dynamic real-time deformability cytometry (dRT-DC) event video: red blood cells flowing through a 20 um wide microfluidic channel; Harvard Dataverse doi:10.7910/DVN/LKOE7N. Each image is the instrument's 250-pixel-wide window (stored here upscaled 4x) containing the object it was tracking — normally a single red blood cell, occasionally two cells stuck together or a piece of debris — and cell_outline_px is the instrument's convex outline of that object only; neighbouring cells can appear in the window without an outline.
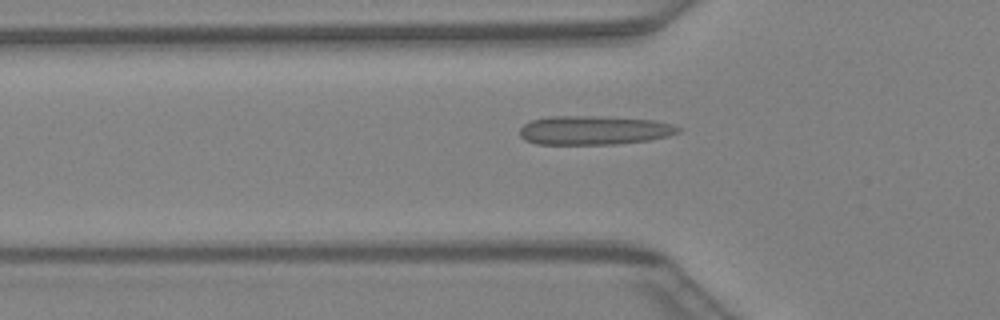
{"species": "Egyptian fruit bat (a non-hibernating species)", "species_latin": "Rousettus aegyptiacus", "temperature_condition": "warm", "stored_images_in_passage": 44, "segment_of_instrument_passage": [1, 2], "camera_frame_rate_fps": 3000, "um_per_image_px": 0.085, "animal": {"sex": "female"}, "frame": {"image": 1, "passage_image": 14, "time_ms": 4.333, "image_size_px": [1000, 320], "cell_outline_px": [[680, 132], [668, 136], [648, 140], [616, 144], [536, 144], [524, 140], [520, 136], [520, 128], [524, 124], [532, 120], [548, 116], [600, 116], [652, 120], [672, 124], [680, 128]], "centroid_in_image_um": [50.46, 11.07], "position_along_channel_um": 75.3, "area_um2": 26.76}}
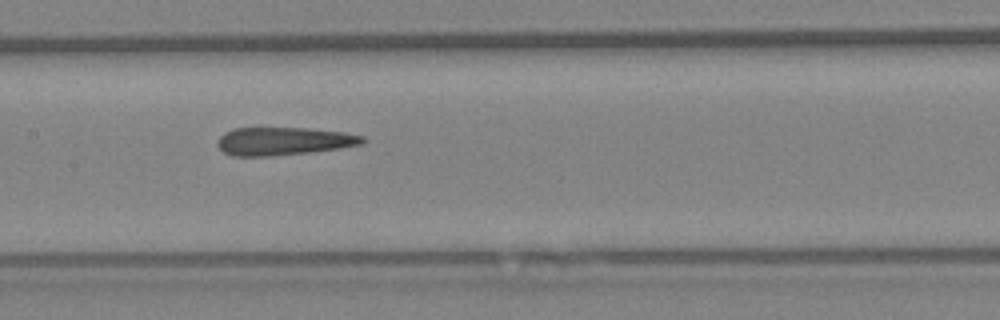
{"frame": {"image": 2, "passage_image": 21, "time_ms": 6.667, "image_size_px": [1000, 320], "cell_outline_px": [[368, 140], [364, 144], [340, 148], [308, 152], [268, 156], [232, 156], [224, 152], [216, 144], [220, 136], [224, 132], [232, 128], [308, 128], [344, 132], [364, 136]], "centroid_in_image_um": [24.13, 11.99], "position_along_channel_um": 183.3, "area_um2": 23.76}}
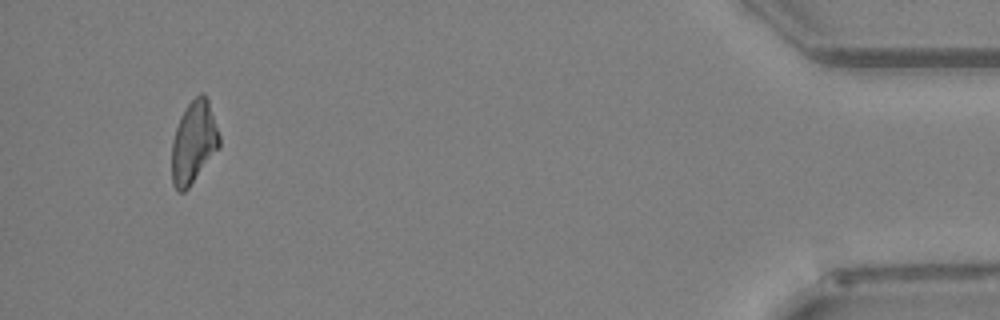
{"frame": {"image": 3, "passage_image": 41, "time_ms": 13.333, "image_size_px": [1000, 320], "cell_outline_px": [[220, 148], [188, 188], [184, 192], [180, 192], [172, 184], [172, 140], [180, 116], [188, 104], [200, 92], [204, 92], [208, 100], [220, 136]], "centroid_in_image_um": [16.47, 12.09], "position_along_channel_um": 418.7, "area_um2": 22.83}}